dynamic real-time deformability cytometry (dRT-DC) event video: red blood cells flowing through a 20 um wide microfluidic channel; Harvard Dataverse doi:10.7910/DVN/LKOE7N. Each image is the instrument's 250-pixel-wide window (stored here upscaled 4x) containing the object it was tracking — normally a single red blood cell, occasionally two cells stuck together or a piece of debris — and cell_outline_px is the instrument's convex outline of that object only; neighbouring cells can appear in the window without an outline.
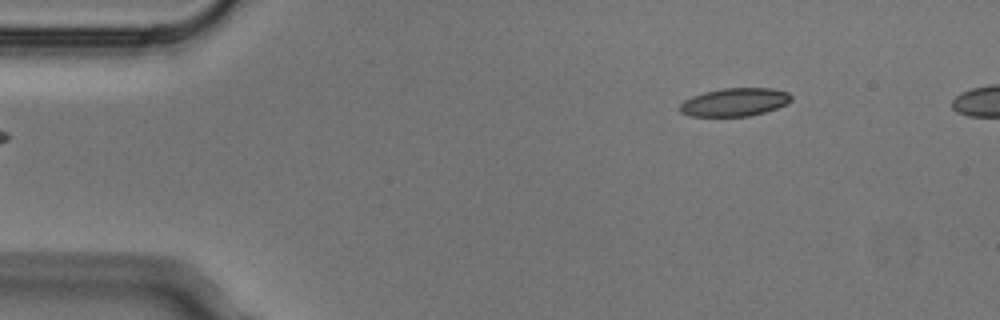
{"species": "Egyptian fruit bat (a non-hibernating species)", "species_latin": "Rousettus aegyptiacus", "temperature_condition": "cold", "stored_images_in_passage": 3, "segment_of_instrument_passage": [2, 2], "camera_frame_rate_fps": 3000, "um_per_image_px": 0.085, "animal": {"sex": "male"}, "frame": {"image": 1, "passage_image": 3, "time_ms": 0.667, "image_size_px": [1000, 320], "cell_outline_px": [[792, 100], [788, 104], [764, 112], [748, 116], [688, 116], [680, 112], [680, 104], [684, 100], [692, 96], [704, 92], [724, 88], [772, 88], [788, 92], [792, 96]], "centroid_in_image_um": [62.46, 8.68], "position_along_channel_um": 22.5, "area_um2": 18.32}}